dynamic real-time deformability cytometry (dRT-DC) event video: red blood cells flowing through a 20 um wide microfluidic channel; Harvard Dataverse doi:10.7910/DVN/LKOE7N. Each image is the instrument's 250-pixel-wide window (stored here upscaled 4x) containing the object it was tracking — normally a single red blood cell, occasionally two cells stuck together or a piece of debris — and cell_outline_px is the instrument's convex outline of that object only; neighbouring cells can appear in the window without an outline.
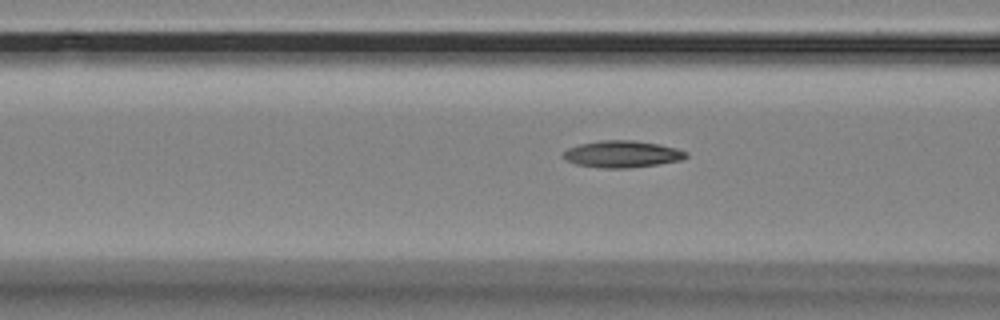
{"species": "Egyptian fruit bat (a non-hibernating species)", "species_latin": "Rousettus aegyptiacus", "temperature_condition": "room temperature", "stored_images_in_passage": 38, "camera_frame_rate_fps": 3000, "um_per_image_px": 0.085, "animal": {"sex": "female"}, "frame": {"image": 1, "passage_image": 15, "time_ms": 4.667, "image_size_px": [1000, 320], "cell_outline_px": [[688, 156], [680, 160], [656, 164], [628, 168], [604, 168], [576, 164], [560, 156], [568, 148], [580, 144], [600, 140], [636, 140], [660, 144], [676, 148], [688, 152]], "centroid_in_image_um": [52.88, 13.08], "position_along_channel_um": 113.7, "area_um2": 19.13}}
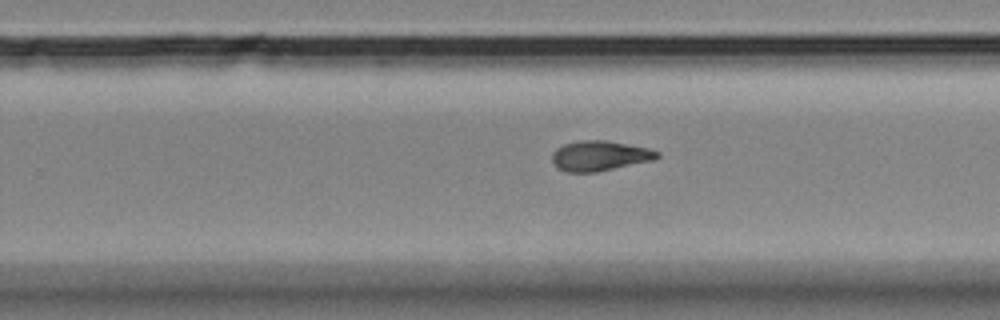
{"frame": {"image": 2, "passage_image": 29, "time_ms": 9.333, "image_size_px": [1000, 320], "cell_outline_px": [[660, 156], [656, 160], [596, 172], [568, 172], [556, 168], [552, 160], [552, 152], [556, 148], [564, 144], [580, 140], [608, 140], [648, 148], [660, 152]], "centroid_in_image_um": [50.99, 13.24], "position_along_channel_um": 278.8, "area_um2": 18.67}}
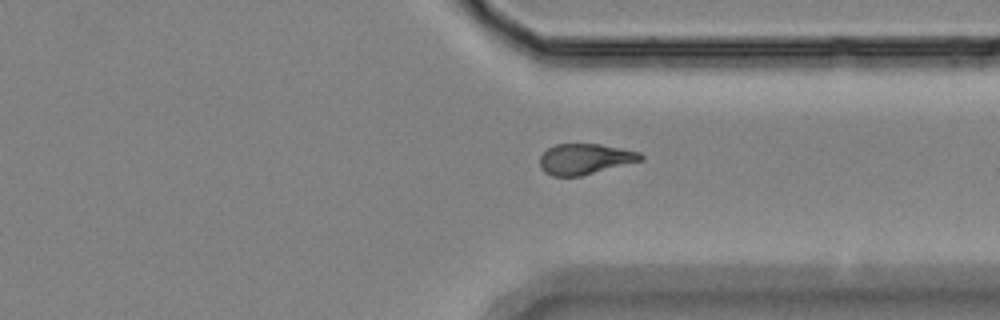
{"frame": {"image": 3, "passage_image": 36, "time_ms": 11.667, "image_size_px": [1000, 320], "cell_outline_px": [[644, 160], [580, 176], [552, 176], [544, 172], [540, 168], [540, 156], [548, 148], [556, 144], [600, 144], [640, 152], [644, 156]], "centroid_in_image_um": [49.72, 13.52], "position_along_channel_um": 361.7, "area_um2": 18.03}}